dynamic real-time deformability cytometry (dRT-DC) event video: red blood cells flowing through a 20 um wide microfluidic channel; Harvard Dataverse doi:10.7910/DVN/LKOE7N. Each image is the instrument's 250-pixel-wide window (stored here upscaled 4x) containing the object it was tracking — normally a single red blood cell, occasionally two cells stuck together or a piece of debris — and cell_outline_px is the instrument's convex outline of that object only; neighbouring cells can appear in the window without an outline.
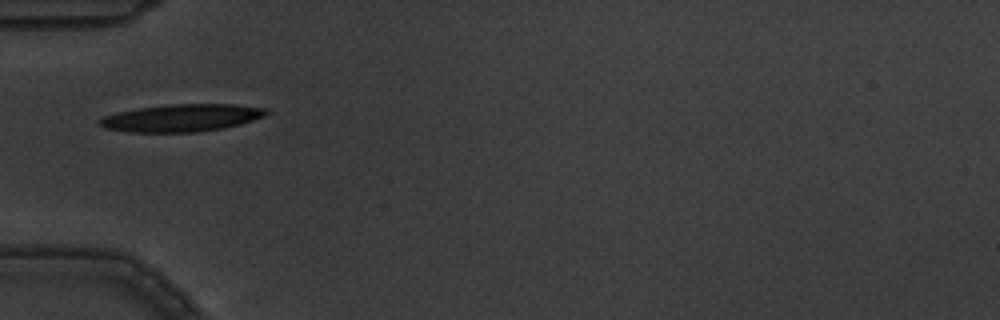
{"species": "common noctule bat (a hibernating species)", "species_latin": "Nyctalus noctula", "temperature_condition": "warm", "stored_images_in_passage": 8, "camera_frame_rate_fps": 3000, "um_per_image_px": 0.085, "animal": {"sex": "male", "body_mass_g": 19.5, "forearm_length_mm": 54.6}, "frame": {"image": 1, "passage_image": 6, "time_ms": 1.667, "image_size_px": [1000, 320], "cell_outline_px": [[268, 112], [264, 116], [240, 124], [224, 128], [200, 132], [128, 132], [104, 128], [100, 124], [100, 120], [104, 116], [116, 112], [140, 108], [168, 104], [236, 104], [268, 108]], "centroid_in_image_um": [15.46, 10.02], "position_along_channel_um": 69.5, "area_um2": 26.65}}